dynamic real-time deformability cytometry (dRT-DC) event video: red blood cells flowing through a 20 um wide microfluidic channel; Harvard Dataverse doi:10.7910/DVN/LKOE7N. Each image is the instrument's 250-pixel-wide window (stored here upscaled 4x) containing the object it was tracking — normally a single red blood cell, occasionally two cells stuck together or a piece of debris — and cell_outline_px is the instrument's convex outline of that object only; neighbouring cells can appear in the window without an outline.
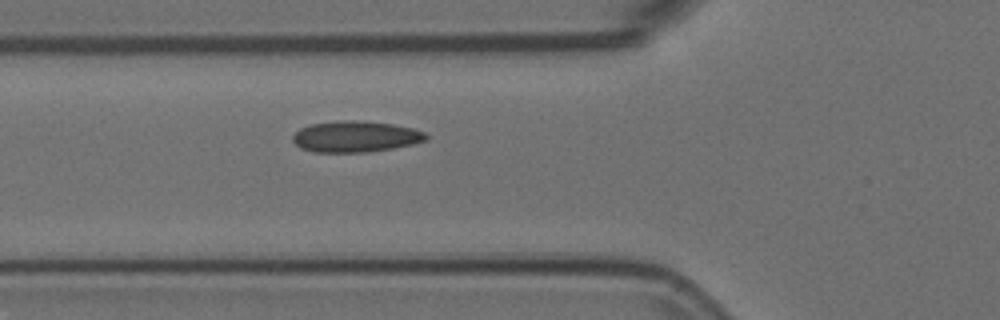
{"species": "Egyptian fruit bat (a non-hibernating species)", "species_latin": "Rousettus aegyptiacus", "temperature_condition": "room temperature", "stored_images_in_passage": 5, "camera_frame_rate_fps": 3000, "um_per_image_px": 0.085, "animal": {"sex": "female"}, "frame": {"image": 1, "passage_image": 5, "time_ms": 1.333, "image_size_px": [1000, 320], "cell_outline_px": [[428, 140], [412, 144], [392, 148], [368, 152], [316, 152], [300, 148], [292, 140], [292, 136], [300, 128], [312, 124], [340, 120], [364, 120], [392, 124], [412, 128], [424, 132], [428, 136]], "centroid_in_image_um": [30.22, 11.6], "position_along_channel_um": 95.6, "area_um2": 24.22}}